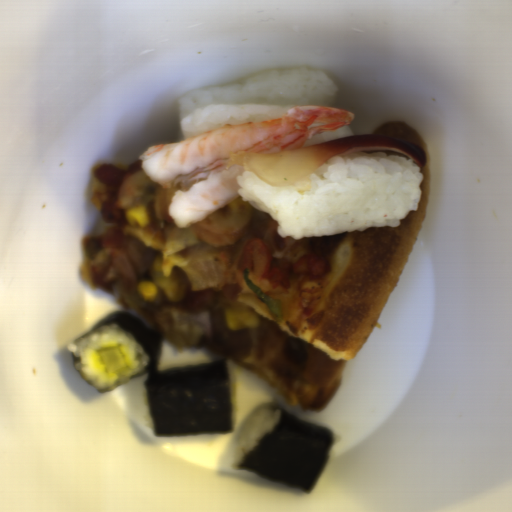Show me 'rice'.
<instances>
[{
    "instance_id": "obj_4",
    "label": "rice",
    "mask_w": 512,
    "mask_h": 512,
    "mask_svg": "<svg viewBox=\"0 0 512 512\" xmlns=\"http://www.w3.org/2000/svg\"><path fill=\"white\" fill-rule=\"evenodd\" d=\"M280 416V410L275 409L272 403L261 406L248 418L235 448L234 464L243 463L258 442L275 430Z\"/></svg>"
},
{
    "instance_id": "obj_5",
    "label": "rice",
    "mask_w": 512,
    "mask_h": 512,
    "mask_svg": "<svg viewBox=\"0 0 512 512\" xmlns=\"http://www.w3.org/2000/svg\"><path fill=\"white\" fill-rule=\"evenodd\" d=\"M348 136H354V133H353V129L346 124V125L339 127L335 130L320 133L317 135H313L312 137L307 139V141L303 147L319 144L322 142H326V141H330V140H334V139H338V138H342V137H348Z\"/></svg>"
},
{
    "instance_id": "obj_3",
    "label": "rice",
    "mask_w": 512,
    "mask_h": 512,
    "mask_svg": "<svg viewBox=\"0 0 512 512\" xmlns=\"http://www.w3.org/2000/svg\"><path fill=\"white\" fill-rule=\"evenodd\" d=\"M119 348L126 367L107 373L98 353L110 347ZM72 354L74 366L83 380L98 392H107L126 382L141 371L148 363V355L135 338L116 324H103L67 345Z\"/></svg>"
},
{
    "instance_id": "obj_1",
    "label": "rice",
    "mask_w": 512,
    "mask_h": 512,
    "mask_svg": "<svg viewBox=\"0 0 512 512\" xmlns=\"http://www.w3.org/2000/svg\"><path fill=\"white\" fill-rule=\"evenodd\" d=\"M422 177L407 155L377 149L336 155L287 187H272L245 170L236 182L241 200L269 214L279 236L295 241L398 227L418 209Z\"/></svg>"
},
{
    "instance_id": "obj_2",
    "label": "rice",
    "mask_w": 512,
    "mask_h": 512,
    "mask_svg": "<svg viewBox=\"0 0 512 512\" xmlns=\"http://www.w3.org/2000/svg\"><path fill=\"white\" fill-rule=\"evenodd\" d=\"M338 85L319 69L269 70L241 83L190 91L178 101L182 139L221 128L284 117L297 106L333 108Z\"/></svg>"
}]
</instances>
